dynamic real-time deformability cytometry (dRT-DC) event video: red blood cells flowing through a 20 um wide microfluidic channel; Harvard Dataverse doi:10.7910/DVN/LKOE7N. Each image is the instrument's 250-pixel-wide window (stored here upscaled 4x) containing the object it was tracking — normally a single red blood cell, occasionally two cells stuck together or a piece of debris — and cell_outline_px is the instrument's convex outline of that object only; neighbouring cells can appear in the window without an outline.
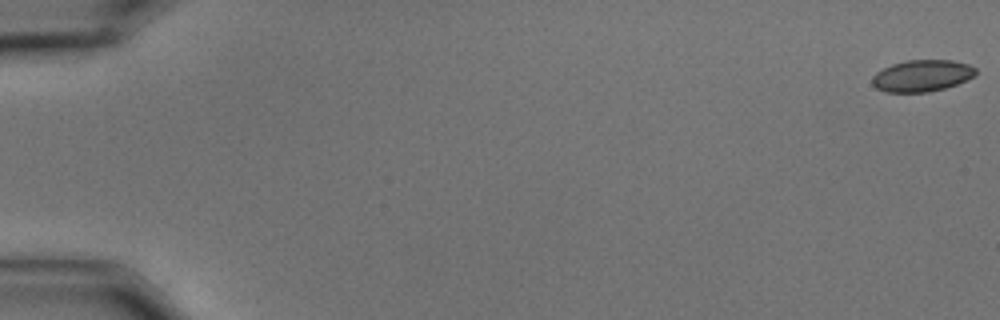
{"species": "common noctule bat (a hibernating species)", "species_latin": "Nyctalus noctula", "temperature_condition": "cold", "stored_images_in_passage": 32, "camera_frame_rate_fps": 3000, "um_per_image_px": 0.085, "animal": {"sex": "male", "body_mass_g": 15.6}, "frame": {"image": 1, "passage_image": 1, "time_ms": 0.0, "image_size_px": [1000, 320], "cell_outline_px": [[976, 76], [956, 84], [944, 88], [928, 92], [884, 92], [876, 88], [872, 84], [872, 76], [876, 72], [892, 64], [908, 60], [952, 60], [968, 64], [976, 68]], "centroid_in_image_um": [78.37, 6.44], "position_along_channel_um": 6.6, "area_um2": 19.13}}
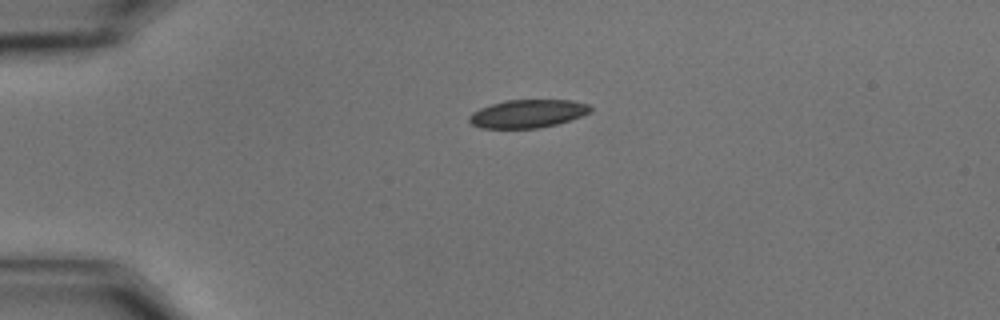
{"frame": {"image": 2, "passage_image": 15, "time_ms": 4.667, "image_size_px": [1000, 320], "cell_outline_px": [[592, 112], [556, 124], [540, 128], [480, 128], [472, 124], [468, 120], [468, 116], [472, 112], [480, 108], [492, 104], [508, 100], [572, 100], [588, 104], [592, 108]], "centroid_in_image_um": [44.84, 9.66], "position_along_channel_um": 40.2, "area_um2": 19.83}}